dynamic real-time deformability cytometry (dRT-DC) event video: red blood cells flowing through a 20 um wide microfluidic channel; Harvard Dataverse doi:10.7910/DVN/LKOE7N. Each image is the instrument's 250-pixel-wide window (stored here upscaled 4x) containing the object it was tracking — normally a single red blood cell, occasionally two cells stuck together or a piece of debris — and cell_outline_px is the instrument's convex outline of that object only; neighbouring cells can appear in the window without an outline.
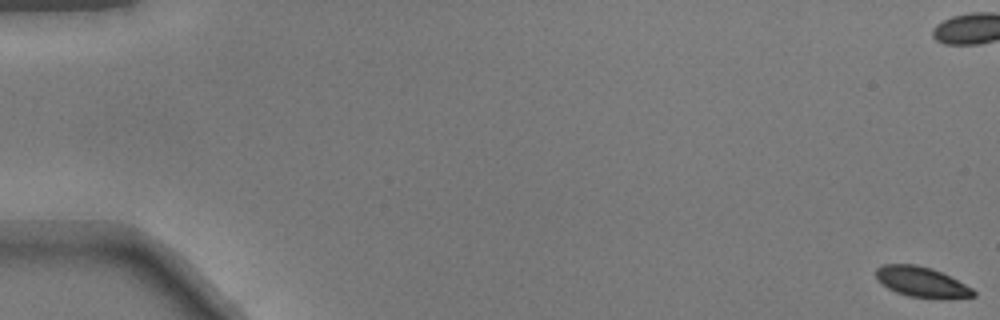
{"species": "common noctule bat (a hibernating species)", "species_latin": "Nyctalus noctula", "temperature_condition": "warm", "stored_images_in_passage": 52, "camera_frame_rate_fps": 3000, "um_per_image_px": 0.085, "animal": {"sex": "male", "body_mass_g": 17.9}, "frame": {"image": 1, "passage_image": 1, "time_ms": 0.0, "image_size_px": [1000, 320], "cell_outline_px": [[976, 296], [944, 300], [940, 300], [908, 296], [896, 292], [888, 288], [876, 280], [876, 268], [884, 264], [916, 264], [932, 268], [972, 288], [976, 292]], "centroid_in_image_um": [78.34, 23.99], "position_along_channel_um": 6.7, "area_um2": 17.46}}